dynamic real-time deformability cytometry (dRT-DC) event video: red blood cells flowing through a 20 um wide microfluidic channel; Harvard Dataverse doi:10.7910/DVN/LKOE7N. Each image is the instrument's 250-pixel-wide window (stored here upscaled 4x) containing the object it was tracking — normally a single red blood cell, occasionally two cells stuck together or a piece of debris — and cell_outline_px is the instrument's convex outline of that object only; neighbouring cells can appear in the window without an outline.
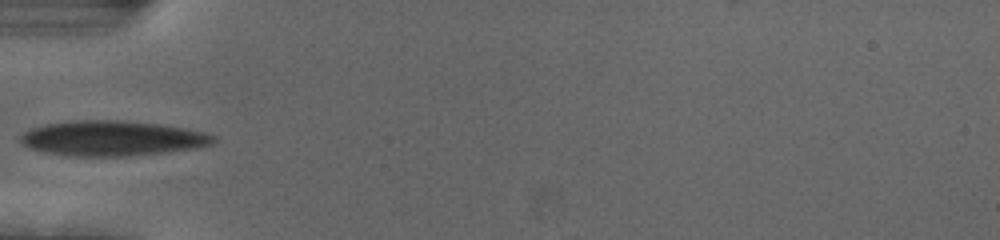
{"species": "human", "species_latin": "Homo sapiens", "temperature_condition": "cold", "stored_images_in_passage": 13, "camera_frame_rate_fps": 3000, "um_per_image_px": 0.085, "donor": {"sex": "female"}, "frame": {"image": 1, "passage_image": 1, "time_ms": 0.0, "image_size_px": [1000, 240], "cell_outline_px": [[216, 140], [212, 144], [196, 148], [164, 152], [124, 156], [76, 156], [48, 152], [28, 148], [20, 140], [20, 136], [24, 132], [32, 128], [44, 124], [76, 120], [120, 120], [160, 124], [184, 128], [204, 132], [216, 136]], "centroid_in_image_um": [9.55, 11.75], "position_along_channel_um": 75.4, "area_um2": 39.25}}
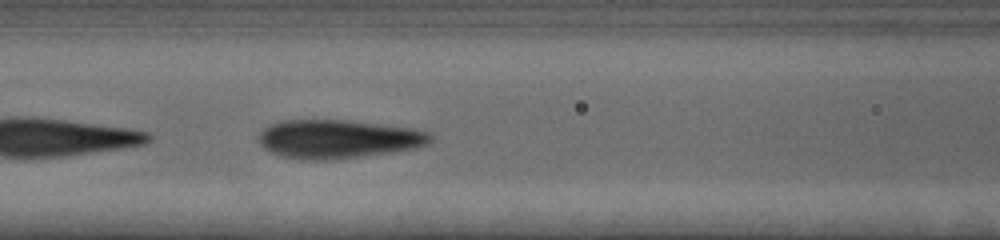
{"frame": {"image": 2, "passage_image": 6, "time_ms": 1.667, "image_size_px": [1000, 240], "cell_outline_px": [[432, 140], [428, 144], [416, 148], [392, 152], [332, 160], [300, 160], [280, 156], [264, 148], [260, 144], [256, 136], [264, 128], [272, 124], [284, 120], [344, 120], [412, 128], [432, 132]], "centroid_in_image_um": [28.73, 11.83], "position_along_channel_um": 137.9, "area_um2": 38.84}}
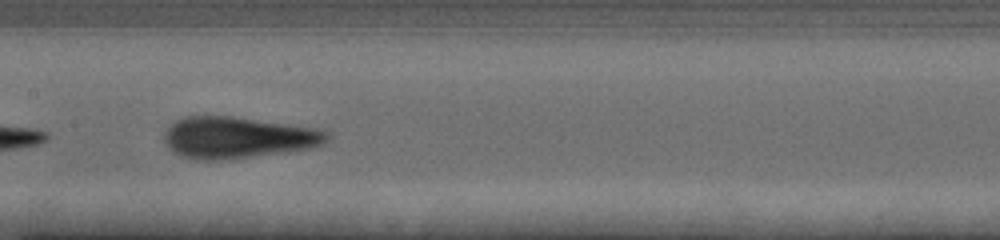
{"frame": {"image": 3, "passage_image": 10, "time_ms": 3.0, "image_size_px": [1000, 240], "cell_outline_px": [[328, 140], [312, 148], [232, 160], [196, 160], [180, 156], [172, 152], [164, 140], [164, 136], [168, 128], [176, 120], [184, 116], [232, 116], [316, 128], [328, 132]], "centroid_in_image_um": [20.18, 11.71], "position_along_channel_um": 187.2, "area_um2": 39.54}}